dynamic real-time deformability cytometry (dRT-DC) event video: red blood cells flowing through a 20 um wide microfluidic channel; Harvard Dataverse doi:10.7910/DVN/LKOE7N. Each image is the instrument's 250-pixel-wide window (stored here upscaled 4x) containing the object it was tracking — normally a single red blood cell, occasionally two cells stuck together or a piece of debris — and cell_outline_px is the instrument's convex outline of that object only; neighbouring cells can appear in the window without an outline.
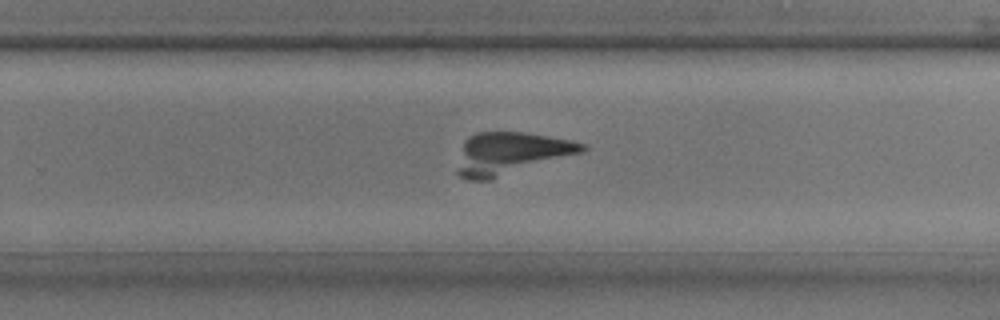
{"species": "common noctule bat (a hibernating species)", "species_latin": "Nyctalus noctula", "temperature_condition": "room temperature", "stored_images_in_passage": 30, "camera_frame_rate_fps": 3000, "um_per_image_px": 0.085, "animal": {"sex": "male", "body_mass_g": 17.9, "forearm_length_mm": 54.2}, "frame": {"image": 1, "passage_image": 22, "time_ms": 7.0, "image_size_px": [1000, 320], "cell_outline_px": [[588, 148], [584, 152], [488, 180], [468, 180], [460, 176], [456, 172], [464, 140], [468, 136], [476, 132], [524, 132], [572, 140], [588, 144]], "centroid_in_image_um": [43.43, 13.03], "position_along_channel_um": 286.4, "area_um2": 30.69}}